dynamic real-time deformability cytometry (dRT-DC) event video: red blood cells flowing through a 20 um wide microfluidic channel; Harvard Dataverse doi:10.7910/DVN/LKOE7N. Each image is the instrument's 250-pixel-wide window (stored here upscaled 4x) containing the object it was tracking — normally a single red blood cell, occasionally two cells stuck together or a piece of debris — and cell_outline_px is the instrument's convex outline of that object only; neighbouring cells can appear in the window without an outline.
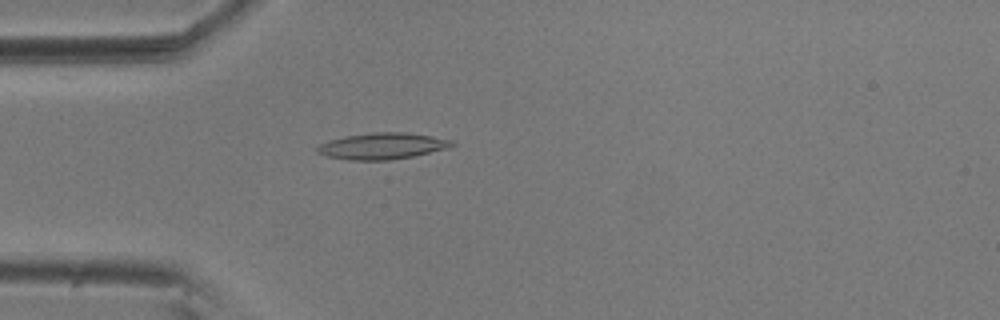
{"species": "common noctule bat (a hibernating species)", "species_latin": "Nyctalus noctula", "temperature_condition": "room temperature", "stored_images_in_passage": 55, "camera_frame_rate_fps": 3000, "um_per_image_px": 0.085, "animal": {"sex": "male", "body_mass_g": 20.5, "forearm_length_mm": 52.5}, "frame": {"image": 1, "passage_image": 15, "time_ms": 4.667, "image_size_px": [1000, 320], "cell_outline_px": [[456, 144], [448, 148], [412, 156], [388, 160], [348, 160], [328, 156], [316, 152], [316, 148], [320, 144], [328, 140], [344, 136], [372, 132], [408, 132], [456, 140]], "centroid_in_image_um": [32.52, 12.4], "position_along_channel_um": 52.5, "area_um2": 20.81}}
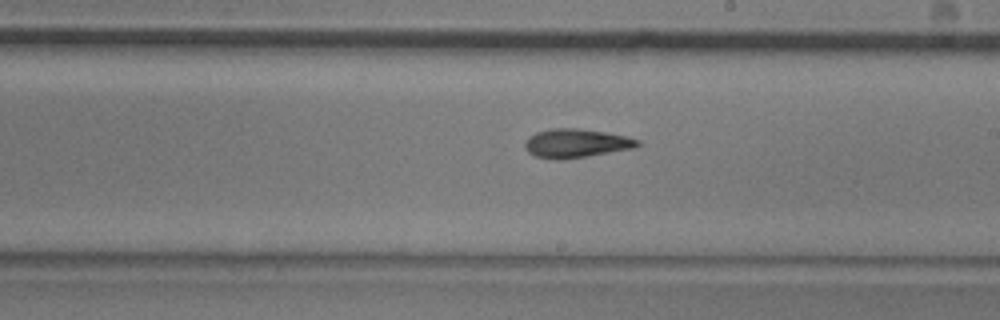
{"frame": {"image": 2, "passage_image": 31, "time_ms": 10.0, "image_size_px": [1000, 320], "cell_outline_px": [[640, 144], [636, 148], [560, 160], [556, 160], [532, 156], [524, 148], [524, 144], [528, 136], [536, 132], [552, 128], [580, 128], [628, 136], [640, 140]], "centroid_in_image_um": [48.95, 12.18], "position_along_channel_um": 240.1, "area_um2": 19.13}}
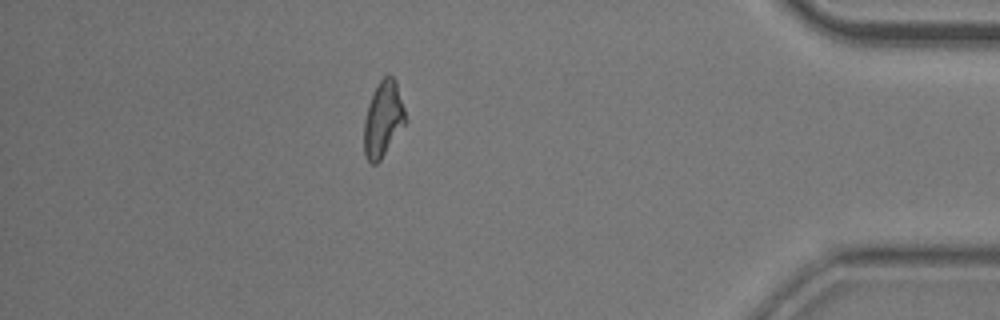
{"frame": {"image": 3, "passage_image": 48, "time_ms": 15.667, "image_size_px": [1000, 320], "cell_outline_px": [[408, 120], [380, 160], [376, 164], [372, 164], [368, 160], [364, 152], [364, 120], [368, 104], [380, 80], [388, 72], [396, 80]], "centroid_in_image_um": [32.58, 10.1], "position_along_channel_um": 402.6, "area_um2": 18.26}, "authors_computed_cell_mechanics": {"area_um2": 18.496, "velocity_mm_per_s": 3.6289, "shape_relaxation_time_tau1_ms": 7.5277, "shape_relaxation_time_tau2_ms": 4.2914, "deformation_change_tau1": 0.1827, "deformation_change_tau2": 0.1348}}